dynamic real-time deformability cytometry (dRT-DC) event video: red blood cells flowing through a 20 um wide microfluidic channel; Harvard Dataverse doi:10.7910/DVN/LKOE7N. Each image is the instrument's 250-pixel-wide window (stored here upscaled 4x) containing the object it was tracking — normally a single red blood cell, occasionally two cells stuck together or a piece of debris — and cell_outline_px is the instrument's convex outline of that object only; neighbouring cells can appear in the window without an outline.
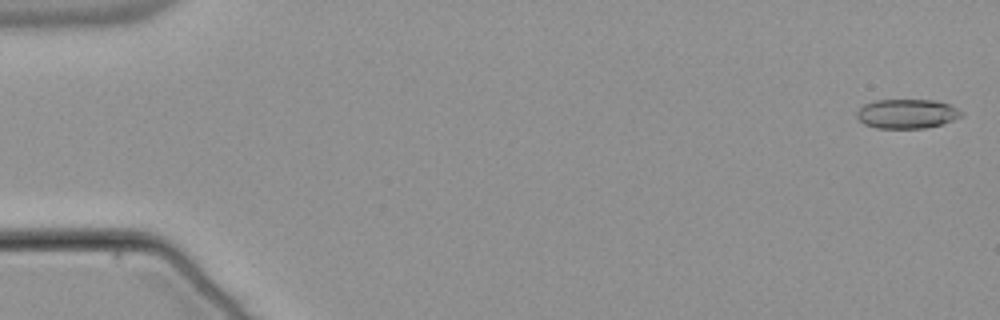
{"species": "common noctule bat (a hibernating species)", "species_latin": "Nyctalus noctula", "temperature_condition": "warm", "stored_images_in_passage": 54, "camera_frame_rate_fps": 3000, "um_per_image_px": 0.085, "animal": {"sex": "male", "body_mass_g": 21.5, "forearm_length_mm": 52.0}, "frame": {"image": 1, "passage_image": 1, "time_ms": 0.0, "image_size_px": [1000, 320], "cell_outline_px": [[964, 116], [940, 124], [924, 128], [876, 128], [864, 124], [856, 116], [856, 112], [864, 104], [876, 100], [932, 100], [948, 104], [964, 112]], "centroid_in_image_um": [77.08, 9.67], "position_along_channel_um": 7.9, "area_um2": 17.8}}
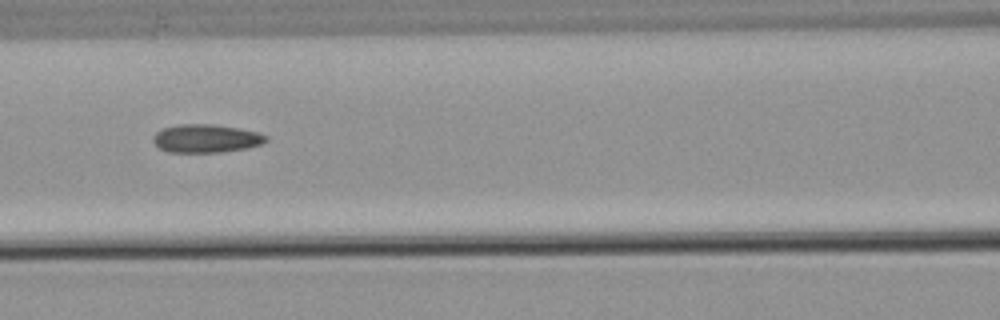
{"frame": {"image": 2, "passage_image": 24, "time_ms": 7.667, "image_size_px": [1000, 320], "cell_outline_px": [[268, 140], [260, 144], [248, 148], [220, 152], [168, 152], [160, 148], [152, 140], [152, 136], [160, 128], [176, 124], [212, 124], [240, 128], [256, 132], [268, 136]], "centroid_in_image_um": [17.48, 11.76], "position_along_channel_um": 149.1, "area_um2": 18.73}}
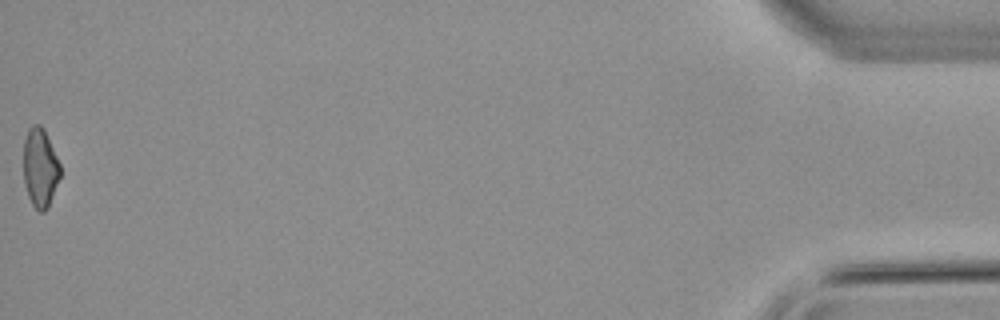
{"frame": {"image": 3, "passage_image": 54, "time_ms": 17.667, "image_size_px": [1000, 320], "cell_outline_px": [[60, 176], [48, 208], [44, 212], [40, 212], [32, 204], [28, 196], [24, 184], [24, 140], [28, 128], [32, 124], [40, 124], [44, 128], [60, 164]], "centroid_in_image_um": [3.4, 14.24], "position_along_channel_um": 431.8, "area_um2": 16.94}, "authors_computed_cell_mechanics": {"area_um2": 18.1492, "velocity_mm_per_s": 3.8215, "shape_relaxation_time_tau1_ms": null, "shape_relaxation_time_tau2_ms": 2.6247, "deformation_change_tau1": null, "deformation_change_tau2": 0.1029}}